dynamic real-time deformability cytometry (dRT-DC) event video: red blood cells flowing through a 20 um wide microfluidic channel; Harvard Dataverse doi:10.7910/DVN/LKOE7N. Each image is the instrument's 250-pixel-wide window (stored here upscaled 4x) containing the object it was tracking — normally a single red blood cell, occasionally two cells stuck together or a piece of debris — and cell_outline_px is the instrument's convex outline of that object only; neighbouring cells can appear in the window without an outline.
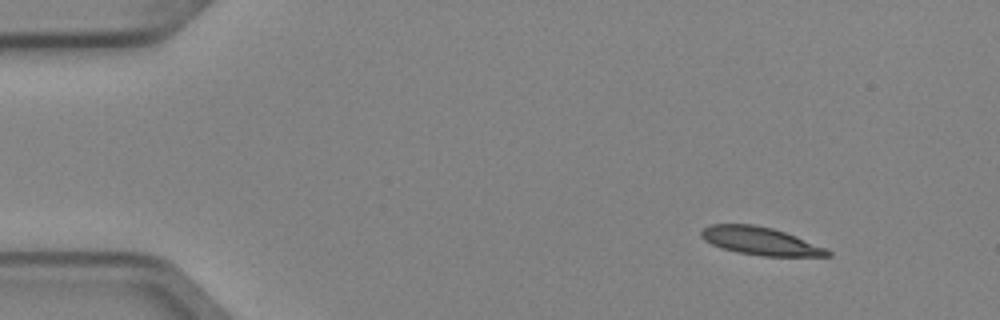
{"species": "Egyptian fruit bat (a non-hibernating species)", "species_latin": "Rousettus aegyptiacus", "temperature_condition": "cold", "stored_images_in_passage": 3, "camera_frame_rate_fps": 3000, "um_per_image_px": 0.085, "animal": {"sex": "female"}, "frame": {"image": 1, "passage_image": 1, "time_ms": 0.0, "image_size_px": [1000, 320], "cell_outline_px": [[832, 256], [764, 256], [740, 252], [724, 248], [712, 244], [704, 240], [700, 236], [700, 232], [704, 228], [712, 224], [752, 224], [772, 228], [796, 236], [824, 248], [832, 252]], "centroid_in_image_um": [64.62, 20.48], "position_along_channel_um": 20.4, "area_um2": 20.17}}